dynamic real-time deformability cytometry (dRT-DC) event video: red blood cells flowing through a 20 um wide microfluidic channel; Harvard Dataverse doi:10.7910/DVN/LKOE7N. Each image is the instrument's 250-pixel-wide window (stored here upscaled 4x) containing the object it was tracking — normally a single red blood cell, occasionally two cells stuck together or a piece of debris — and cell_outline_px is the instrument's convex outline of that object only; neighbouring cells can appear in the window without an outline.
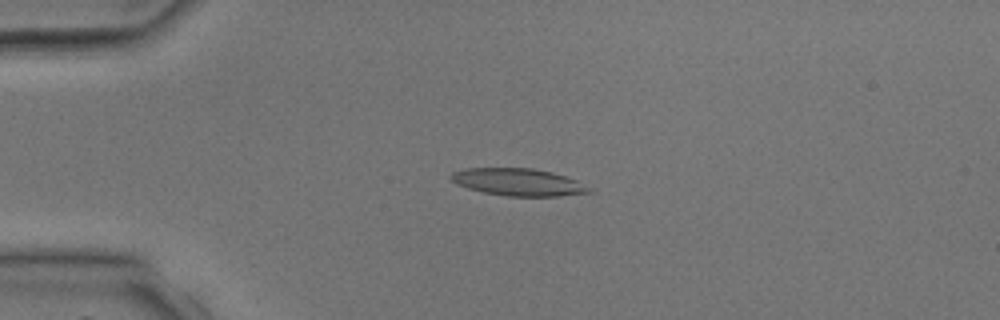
{"species": "common noctule bat (a hibernating species)", "species_latin": "Nyctalus noctula", "temperature_condition": "room temperature", "stored_images_in_passage": 2, "camera_frame_rate_fps": 3000, "um_per_image_px": 0.085, "animal": {"sex": "male", "body_mass_g": 17.9, "forearm_length_mm": 54.2}, "frame": {"image": 1, "passage_image": 2, "time_ms": 1.0, "image_size_px": [1000, 320], "cell_outline_px": [[596, 192], [560, 196], [508, 196], [484, 192], [468, 188], [456, 184], [448, 176], [452, 172], [464, 168], [532, 168], [552, 172], [576, 180]], "centroid_in_image_um": [44.04, 15.48], "position_along_channel_um": 41.0, "area_um2": 21.96}}